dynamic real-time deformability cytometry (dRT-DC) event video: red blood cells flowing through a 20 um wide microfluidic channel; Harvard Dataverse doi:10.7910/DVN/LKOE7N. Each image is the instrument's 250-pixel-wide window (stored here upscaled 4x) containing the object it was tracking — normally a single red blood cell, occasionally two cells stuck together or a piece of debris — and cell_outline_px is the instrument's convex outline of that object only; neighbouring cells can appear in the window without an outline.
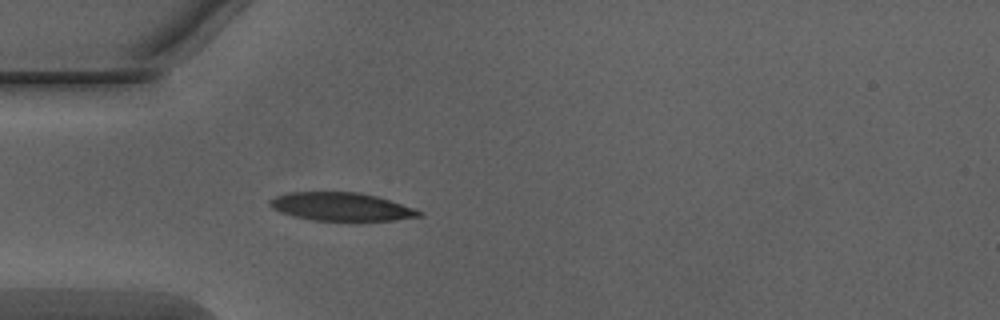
{"species": "Egyptian fruit bat (a non-hibernating species)", "species_latin": "Rousettus aegyptiacus", "temperature_condition": "warm", "stored_images_in_passage": 37, "camera_frame_rate_fps": 3000, "um_per_image_px": 0.085, "animal": {"sex": "male"}, "frame": {"image": 1, "passage_image": 1, "time_ms": 0.0, "image_size_px": [1000, 320], "cell_outline_px": [[424, 216], [396, 220], [360, 224], [312, 220], [280, 212], [272, 208], [268, 204], [268, 200], [284, 192], [360, 192], [376, 196], [424, 212]], "centroid_in_image_um": [29.04, 17.62], "position_along_channel_um": 56.0, "area_um2": 25.61}}
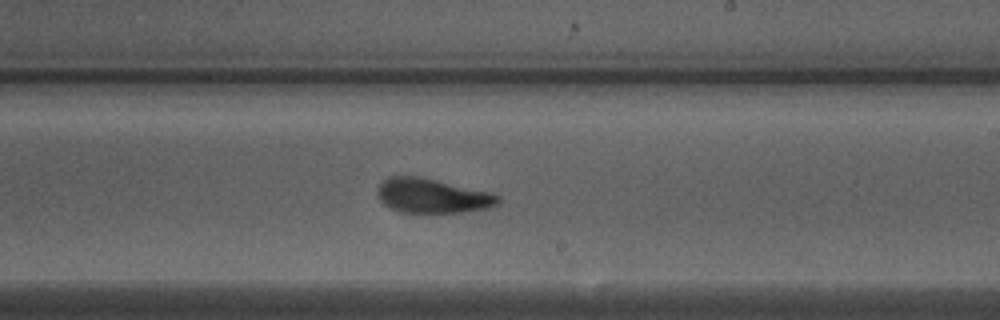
{"frame": {"image": 2, "passage_image": 16, "time_ms": 5.0, "image_size_px": [1000, 320], "cell_outline_px": [[500, 200], [496, 204], [488, 208], [468, 212], [432, 216], [400, 212], [384, 204], [380, 200], [376, 192], [380, 184], [388, 176], [416, 176], [492, 192], [500, 196]], "centroid_in_image_um": [36.76, 16.7], "position_along_channel_um": 252.2, "area_um2": 25.09}}
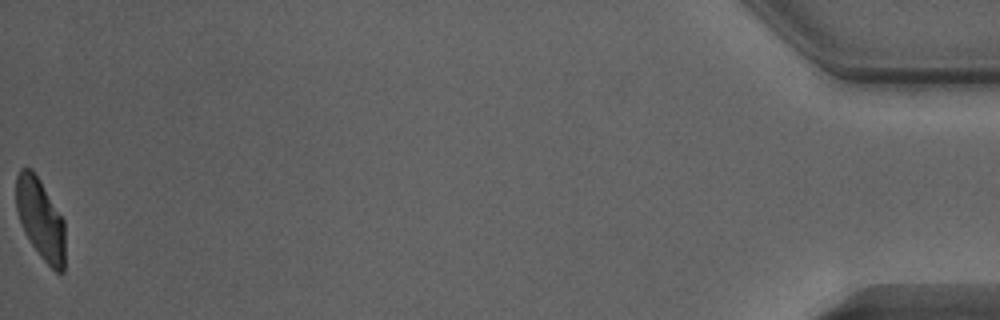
{"frame": {"image": 3, "passage_image": 37, "time_ms": 12.0, "image_size_px": [1000, 320], "cell_outline_px": [[64, 272], [56, 272], [40, 256], [24, 232], [16, 208], [16, 176], [20, 168], [32, 168], [40, 180], [64, 220]], "centroid_in_image_um": [3.43, 18.59], "position_along_channel_um": 431.8, "area_um2": 22.89}, "authors_computed_cell_mechanics": {"area_um2": 25.0852, "velocity_mm_per_s": 4.0416, "shape_relaxation_time_tau1_ms": 3.0938, "shape_relaxation_time_tau2_ms": 1.1578, "deformation_change_tau1": 0.1611, "deformation_change_tau2": 0.071}}